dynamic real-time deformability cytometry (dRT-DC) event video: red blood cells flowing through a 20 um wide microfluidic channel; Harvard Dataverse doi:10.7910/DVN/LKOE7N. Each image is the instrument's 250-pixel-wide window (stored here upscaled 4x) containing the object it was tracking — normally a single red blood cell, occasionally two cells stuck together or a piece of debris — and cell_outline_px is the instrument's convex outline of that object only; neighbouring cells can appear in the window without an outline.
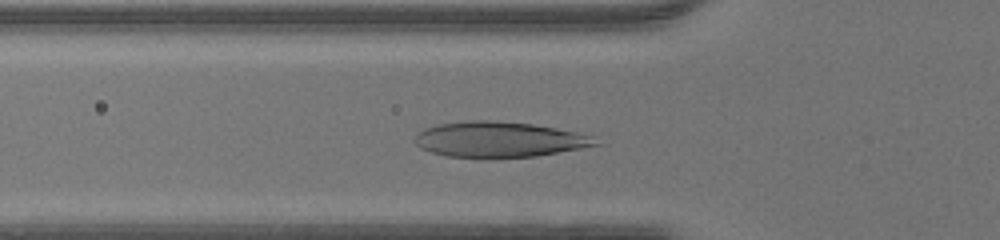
{"species": "human", "species_latin": "Homo sapiens", "temperature_condition": "warm", "stored_images_in_passage": 43, "camera_frame_rate_fps": 3000, "um_per_image_px": 0.085, "donor": {"sex": "male"}, "frame": {"image": 1, "passage_image": 13, "time_ms": 4.0, "image_size_px": [1000, 240], "cell_outline_px": [[600, 144], [580, 148], [536, 156], [448, 156], [432, 152], [420, 148], [412, 140], [424, 128], [436, 124], [472, 120], [488, 120], [532, 124], [556, 128], [596, 136]], "centroid_in_image_um": [42.43, 11.83], "position_along_channel_um": 83.4, "area_um2": 36.76}}
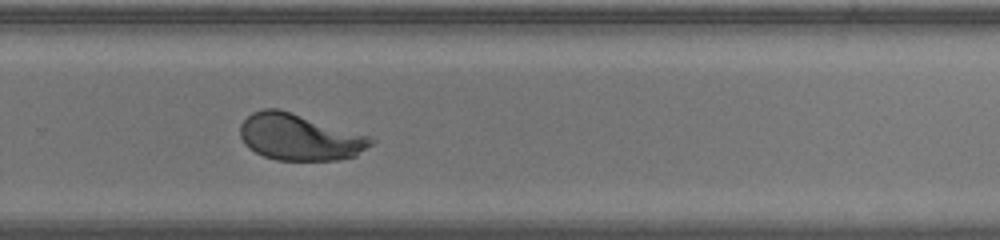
{"frame": {"image": 2, "passage_image": 28, "time_ms": 9.0, "image_size_px": [1000, 240], "cell_outline_px": [[376, 140], [372, 144], [356, 156], [336, 160], [276, 160], [264, 156], [248, 148], [244, 144], [240, 136], [240, 124], [252, 112], [264, 108], [280, 108], [368, 136]], "centroid_in_image_um": [25.43, 11.65], "position_along_channel_um": 304.4, "area_um2": 35.37}}
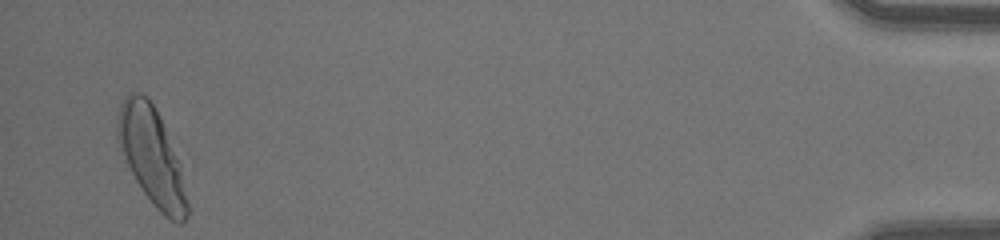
{"frame": {"image": 3, "passage_image": 42, "time_ms": 13.667, "image_size_px": [1000, 240], "cell_outline_px": [[188, 216], [180, 224], [176, 224], [164, 216], [156, 208], [144, 192], [136, 180], [120, 152], [116, 136], [116, 120], [120, 104], [132, 92], [136, 92], [144, 96], [152, 104], [164, 128], [180, 164], [188, 204]], "centroid_in_image_um": [12.87, 13.33], "position_along_channel_um": 422.3, "area_um2": 38.78}}